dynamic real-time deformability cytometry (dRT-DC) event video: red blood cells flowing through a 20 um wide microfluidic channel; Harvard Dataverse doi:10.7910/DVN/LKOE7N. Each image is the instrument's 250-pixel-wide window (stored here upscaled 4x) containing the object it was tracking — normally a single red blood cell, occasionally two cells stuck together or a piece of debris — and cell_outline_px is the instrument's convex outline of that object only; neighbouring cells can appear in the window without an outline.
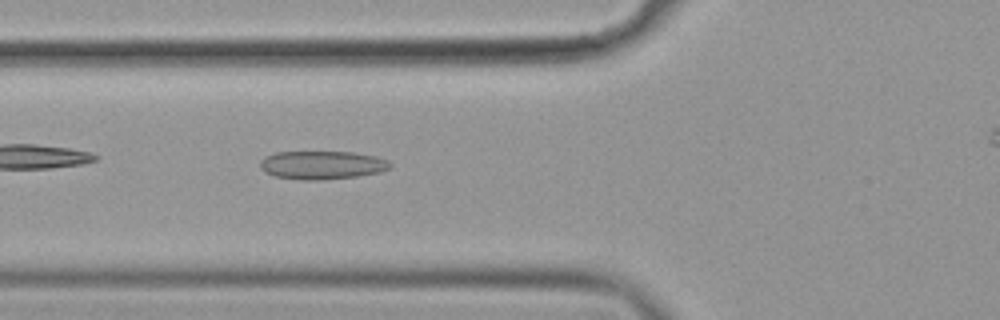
{"species": "common noctule bat (a hibernating species)", "species_latin": "Nyctalus noctula", "temperature_condition": "cold", "stored_images_in_passage": 36, "camera_frame_rate_fps": 3000, "um_per_image_px": 0.085, "animal": {"sex": "female", "body_mass_g": 19.9}, "frame": {"image": 1, "passage_image": 5, "time_ms": 1.333, "image_size_px": [1000, 320], "cell_outline_px": [[392, 168], [380, 172], [356, 176], [316, 180], [300, 180], [276, 176], [264, 172], [260, 168], [260, 160], [264, 156], [276, 152], [352, 152], [376, 156], [388, 160], [392, 164]], "centroid_in_image_um": [27.37, 14.02], "position_along_channel_um": 98.4, "area_um2": 21.56}}
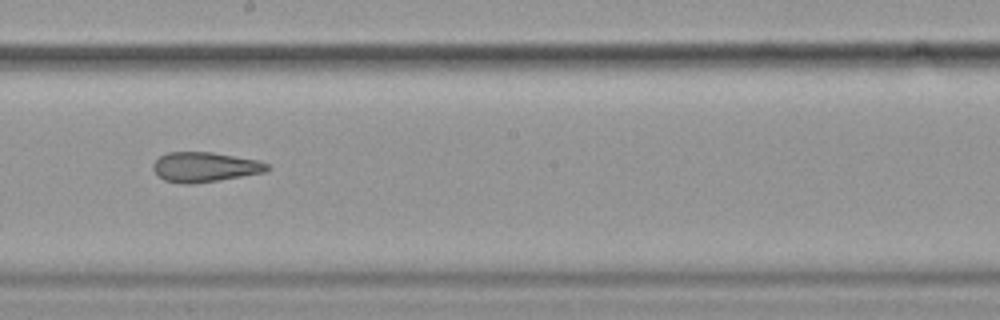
{"frame": {"image": 2, "passage_image": 16, "time_ms": 5.0, "image_size_px": [1000, 320], "cell_outline_px": [[268, 168], [264, 172], [192, 184], [180, 184], [164, 180], [156, 176], [152, 168], [152, 164], [160, 156], [168, 152], [212, 152], [256, 160], [268, 164]], "centroid_in_image_um": [17.31, 14.2], "position_along_channel_um": 230.9, "area_um2": 19.65}}
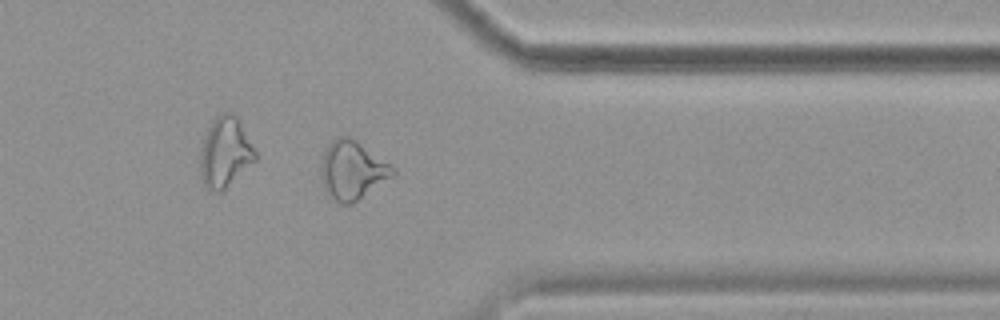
{"frame": {"image": 3, "passage_image": 29, "time_ms": 9.333, "image_size_px": [1000, 320], "cell_outline_px": [[396, 172], [392, 176], [352, 204], [340, 204], [328, 196], [324, 188], [320, 176], [320, 156], [324, 148], [336, 136], [348, 136], [356, 140], [392, 164], [396, 168]], "centroid_in_image_um": [29.9, 14.45], "position_along_channel_um": 381.5, "area_um2": 24.97}, "authors_computed_cell_mechanics": {"area_um2": 20.6346, "velocity_mm_per_s": 3.6091, "shape_relaxation_time_tau1_ms": null, "shape_relaxation_time_tau2_ms": 4.3742, "deformation_change_tau1": null, "deformation_change_tau2": 0.1414}}